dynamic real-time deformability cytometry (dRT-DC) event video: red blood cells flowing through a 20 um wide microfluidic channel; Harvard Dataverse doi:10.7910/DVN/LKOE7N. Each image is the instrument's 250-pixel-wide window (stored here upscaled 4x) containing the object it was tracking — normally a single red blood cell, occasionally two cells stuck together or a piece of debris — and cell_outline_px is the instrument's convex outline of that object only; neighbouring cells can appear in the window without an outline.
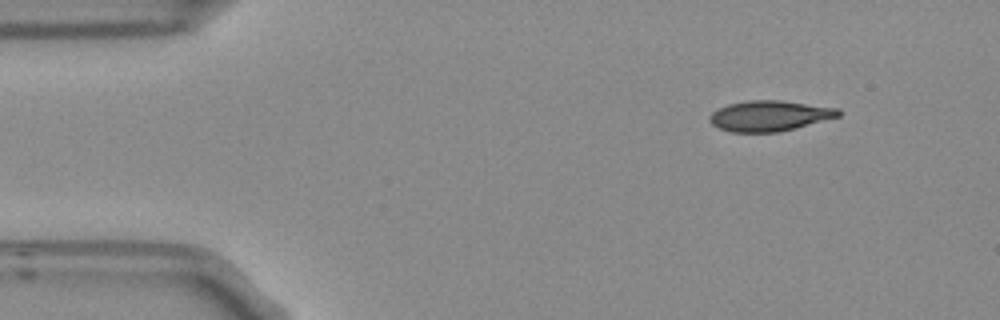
{"species": "Egyptian fruit bat (a non-hibernating species)", "species_latin": "Rousettus aegyptiacus", "temperature_condition": "room temperature", "stored_images_in_passage": 6, "camera_frame_rate_fps": 3000, "um_per_image_px": 0.085, "frame": {"image": 1, "passage_image": 1, "time_ms": 0.0, "image_size_px": [1000, 320], "cell_outline_px": [[840, 116], [776, 132], [732, 132], [720, 128], [712, 124], [708, 120], [708, 116], [712, 112], [728, 104], [748, 100], [780, 100], [840, 108]], "centroid_in_image_um": [65.38, 9.83], "position_along_channel_um": 19.6, "area_um2": 22.66}}
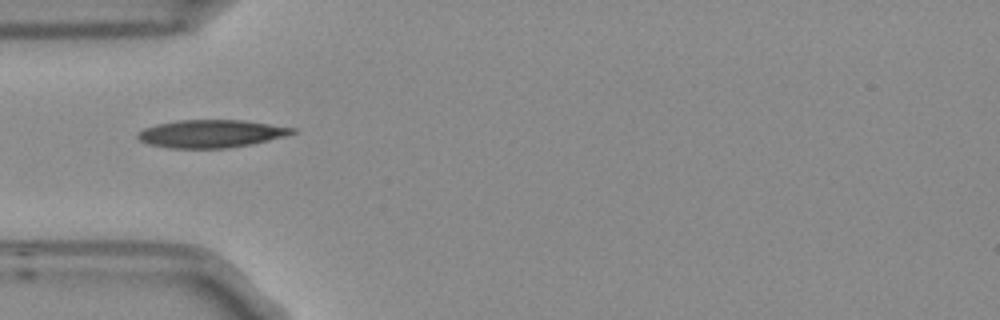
{"frame": {"image": 2, "passage_image": 4, "time_ms": 1.0, "image_size_px": [1000, 320], "cell_outline_px": [[296, 132], [284, 136], [252, 144], [228, 148], [168, 148], [148, 144], [140, 140], [136, 136], [136, 132], [144, 128], [156, 124], [180, 120], [244, 120], [296, 128]], "centroid_in_image_um": [17.91, 11.36], "position_along_channel_um": 67.1, "area_um2": 25.09}}